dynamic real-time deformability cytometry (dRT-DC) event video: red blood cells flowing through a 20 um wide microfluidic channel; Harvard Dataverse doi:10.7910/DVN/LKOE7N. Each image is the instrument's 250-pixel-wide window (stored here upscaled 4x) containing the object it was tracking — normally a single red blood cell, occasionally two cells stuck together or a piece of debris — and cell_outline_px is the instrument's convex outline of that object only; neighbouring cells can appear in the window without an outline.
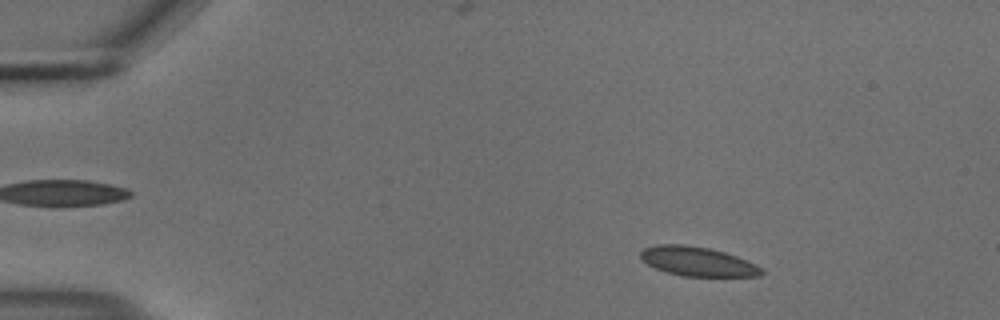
{"species": "common noctule bat (a hibernating species)", "species_latin": "Nyctalus noctula", "temperature_condition": "cold", "stored_images_in_passage": 55, "camera_frame_rate_fps": 3000, "um_per_image_px": 0.085, "animal": {"sex": "male", "body_mass_g": 18.8}, "frame": {"image": 1, "passage_image": 8, "time_ms": 2.333, "image_size_px": [1000, 320], "cell_outline_px": [[764, 272], [760, 276], [684, 276], [668, 272], [656, 268], [648, 264], [640, 256], [640, 252], [644, 248], [660, 244], [684, 244], [708, 248], [724, 252], [736, 256], [756, 264], [764, 268]], "centroid_in_image_um": [59.33, 22.22], "position_along_channel_um": 25.7, "area_um2": 20.46}}
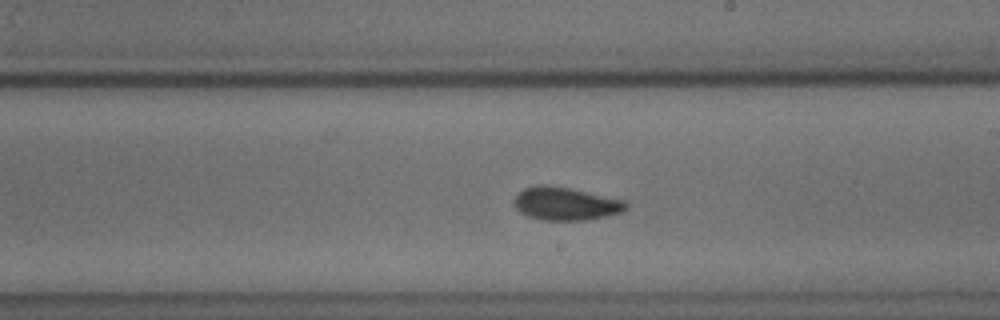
{"frame": {"image": 2, "passage_image": 32, "time_ms": 10.333, "image_size_px": [1000, 320], "cell_outline_px": [[628, 208], [620, 212], [588, 220], [544, 220], [528, 216], [520, 212], [512, 204], [512, 200], [524, 188], [540, 184], [544, 184], [568, 188], [624, 200], [628, 204]], "centroid_in_image_um": [48.04, 17.31], "position_along_channel_um": 241.0, "area_um2": 21.39}}
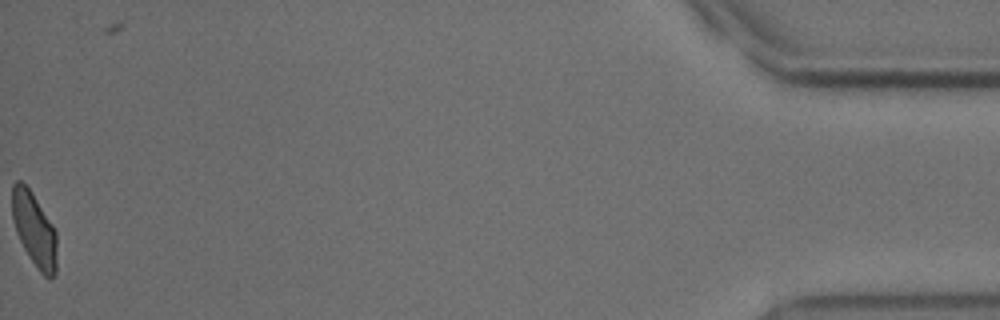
{"frame": {"image": 3, "passage_image": 55, "time_ms": 18.0, "image_size_px": [1000, 320], "cell_outline_px": [[56, 272], [52, 280], [48, 280], [40, 272], [28, 256], [16, 232], [12, 220], [12, 184], [16, 180], [20, 180], [28, 188], [52, 224], [56, 232]], "centroid_in_image_um": [2.91, 19.55], "position_along_channel_um": 432.3, "area_um2": 19.19}, "authors_computed_cell_mechanics": {"area_um2": 20.4612, "velocity_mm_per_s": 3.688, "shape_relaxation_time_tau1_ms": 8.4865, "shape_relaxation_time_tau2_ms": 2.1936, "deformation_change_tau1": 0.1542, "deformation_change_tau2": 0.051}}